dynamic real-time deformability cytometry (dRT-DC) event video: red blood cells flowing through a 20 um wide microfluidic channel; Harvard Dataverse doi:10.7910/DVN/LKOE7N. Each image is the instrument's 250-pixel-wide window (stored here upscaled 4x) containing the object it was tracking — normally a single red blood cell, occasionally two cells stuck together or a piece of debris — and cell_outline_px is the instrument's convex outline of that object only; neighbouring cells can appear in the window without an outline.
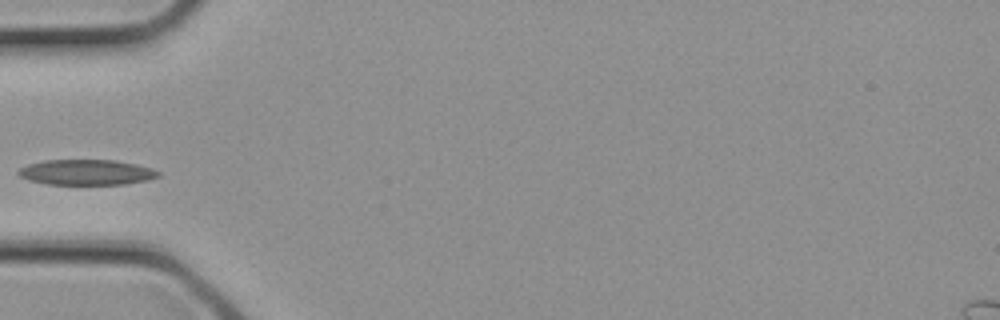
{"species": "common noctule bat (a hibernating species)", "species_latin": "Nyctalus noctula", "temperature_condition": "cold", "stored_images_in_passage": 3, "camera_frame_rate_fps": 3000, "um_per_image_px": 0.085, "animal": {"sex": "female", "body_mass_g": 21.9}, "frame": {"image": 1, "passage_image": 3, "time_ms": 0.667, "image_size_px": [1000, 320], "cell_outline_px": [[160, 176], [148, 180], [124, 184], [48, 184], [28, 180], [20, 176], [16, 172], [20, 168], [28, 164], [44, 160], [116, 160], [136, 164], [152, 168], [160, 172]], "centroid_in_image_um": [7.36, 14.64], "position_along_channel_um": 77.6, "area_um2": 20.75}}